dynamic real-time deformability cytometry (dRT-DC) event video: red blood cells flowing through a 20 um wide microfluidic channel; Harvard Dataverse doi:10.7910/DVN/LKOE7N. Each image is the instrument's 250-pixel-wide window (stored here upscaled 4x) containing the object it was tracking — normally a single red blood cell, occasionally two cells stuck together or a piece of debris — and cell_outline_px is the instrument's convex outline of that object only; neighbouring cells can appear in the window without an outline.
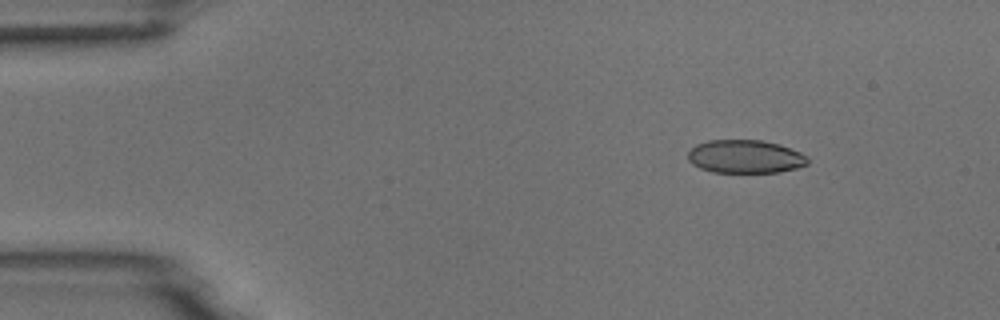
{"species": "common noctule bat (a hibernating species)", "species_latin": "Nyctalus noctula", "temperature_condition": "room temperature", "stored_images_in_passage": 4, "camera_frame_rate_fps": 3000, "um_per_image_px": 0.085, "animal": {"sex": "male", "body_mass_g": 18.8}, "frame": {"image": 1, "passage_image": 2, "time_ms": 1.333, "image_size_px": [1000, 320], "cell_outline_px": [[808, 164], [796, 168], [780, 172], [712, 172], [700, 168], [692, 164], [688, 160], [688, 152], [696, 144], [708, 140], [760, 140], [780, 144], [800, 152], [808, 156]], "centroid_in_image_um": [63.34, 13.31], "position_along_channel_um": 21.7, "area_um2": 23.29}}